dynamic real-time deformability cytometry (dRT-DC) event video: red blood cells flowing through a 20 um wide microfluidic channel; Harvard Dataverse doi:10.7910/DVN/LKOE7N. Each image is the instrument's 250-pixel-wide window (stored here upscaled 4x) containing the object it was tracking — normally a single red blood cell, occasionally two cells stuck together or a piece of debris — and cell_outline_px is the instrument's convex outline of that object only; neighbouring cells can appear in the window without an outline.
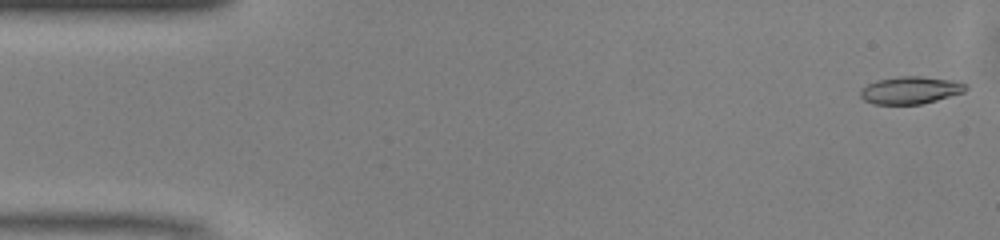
{"species": "common noctule bat (a hibernating species)", "species_latin": "Nyctalus noctula", "temperature_condition": "warm", "stored_images_in_passage": 49, "camera_frame_rate_fps": 3000, "um_per_image_px": 0.085, "animal": {"sex": "male", "body_mass_g": 13.0, "forearm_length_mm": 53.1}, "frame": {"image": 1, "passage_image": 1, "time_ms": 0.0, "image_size_px": [1000, 240], "cell_outline_px": [[968, 88], [964, 92], [936, 100], [920, 104], [876, 104], [864, 100], [860, 96], [860, 88], [876, 80], [900, 76], [920, 76], [960, 80], [968, 84]], "centroid_in_image_um": [77.43, 7.64], "position_along_channel_um": 7.6, "area_um2": 17.05}}
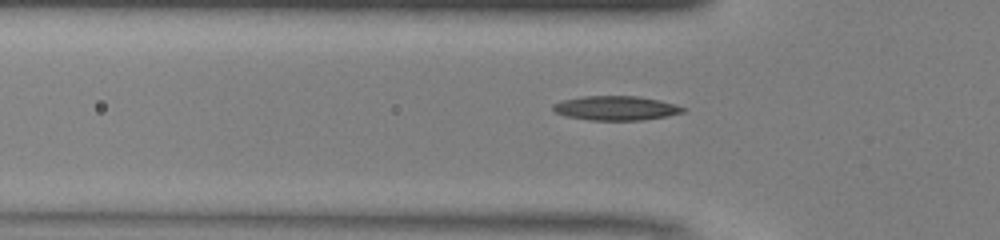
{"frame": {"image": 2, "passage_image": 15, "time_ms": 4.667, "image_size_px": [1000, 240], "cell_outline_px": [[684, 112], [668, 116], [644, 120], [588, 120], [568, 116], [556, 112], [552, 108], [552, 104], [560, 100], [584, 96], [640, 96], [660, 100], [676, 104], [684, 108]], "centroid_in_image_um": [52.36, 9.18], "position_along_channel_um": 73.4, "area_um2": 18.5}}
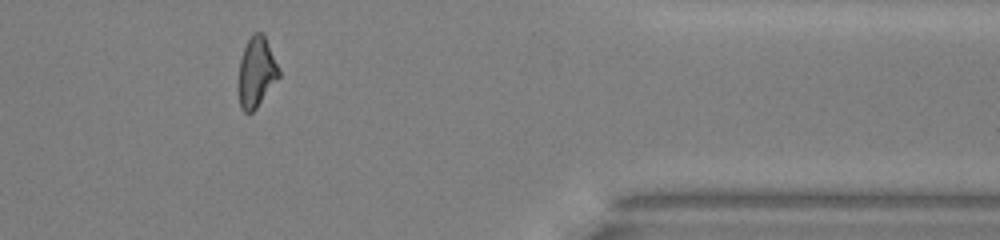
{"frame": {"image": 3, "passage_image": 40, "time_ms": 13.0, "image_size_px": [1000, 240], "cell_outline_px": [[280, 76], [256, 108], [252, 112], [244, 112], [240, 108], [236, 88], [240, 60], [244, 48], [252, 32], [264, 32], [280, 68]], "centroid_in_image_um": [21.78, 6.12], "position_along_channel_um": 389.6, "area_um2": 17.05}, "authors_computed_cell_mechanics": {"area_um2": 17.051, "velocity_mm_per_s": 4.1384, "shape_relaxation_time_tau1_ms": 5.5693, "shape_relaxation_time_tau2_ms": 3.6616, "deformation_change_tau1": 0.2075, "deformation_change_tau2": 0.135}}